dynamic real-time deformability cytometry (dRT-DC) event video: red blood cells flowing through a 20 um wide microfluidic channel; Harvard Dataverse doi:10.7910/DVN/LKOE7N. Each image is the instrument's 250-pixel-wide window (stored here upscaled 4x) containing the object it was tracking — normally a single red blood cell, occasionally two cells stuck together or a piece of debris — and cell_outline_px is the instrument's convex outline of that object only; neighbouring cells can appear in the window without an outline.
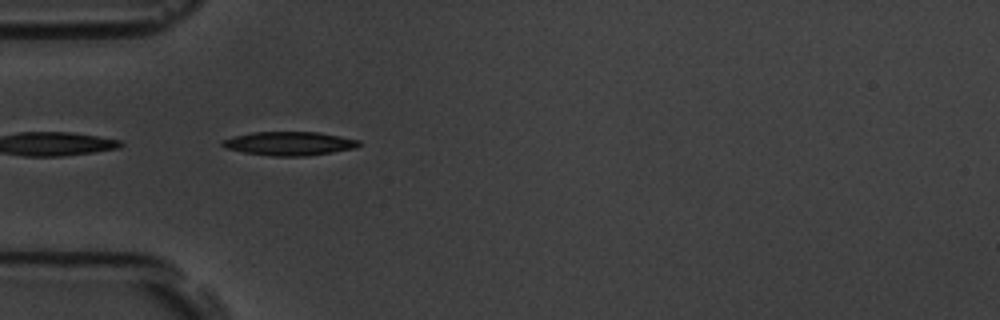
{"species": "common noctule bat (a hibernating species)", "species_latin": "Nyctalus noctula", "temperature_condition": "room temperature", "stored_images_in_passage": 40, "camera_frame_rate_fps": 3000, "um_per_image_px": 0.085, "animal": {"sex": "male", "body_mass_g": 19.5, "forearm_length_mm": 54.6}, "frame": {"image": 1, "passage_image": 1, "time_ms": 0.0, "image_size_px": [1000, 320], "cell_outline_px": [[360, 144], [356, 148], [332, 152], [304, 156], [272, 156], [244, 152], [224, 148], [220, 144], [220, 140], [232, 136], [252, 132], [320, 132], [360, 140]], "centroid_in_image_um": [24.55, 12.19], "position_along_channel_um": 60.5, "area_um2": 19.02}}
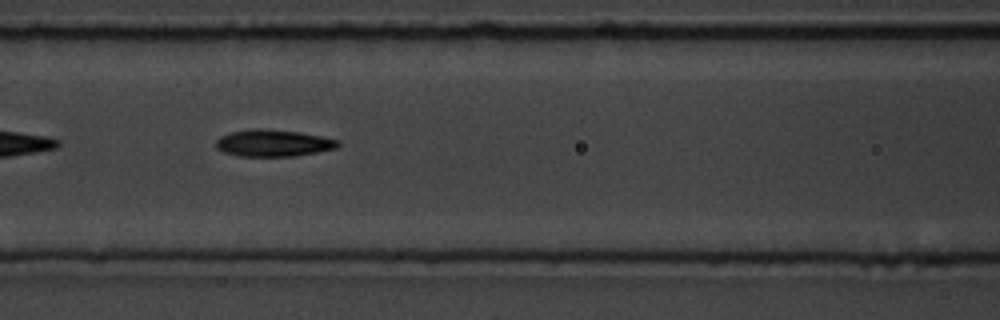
{"frame": {"image": 2, "passage_image": 8, "time_ms": 2.333, "image_size_px": [1000, 320], "cell_outline_px": [[340, 144], [336, 148], [296, 156], [240, 156], [224, 152], [216, 148], [216, 140], [220, 136], [232, 132], [252, 128], [260, 128], [300, 132], [324, 136], [340, 140]], "centroid_in_image_um": [23.25, 12.15], "position_along_channel_um": 143.4, "area_um2": 19.19}}
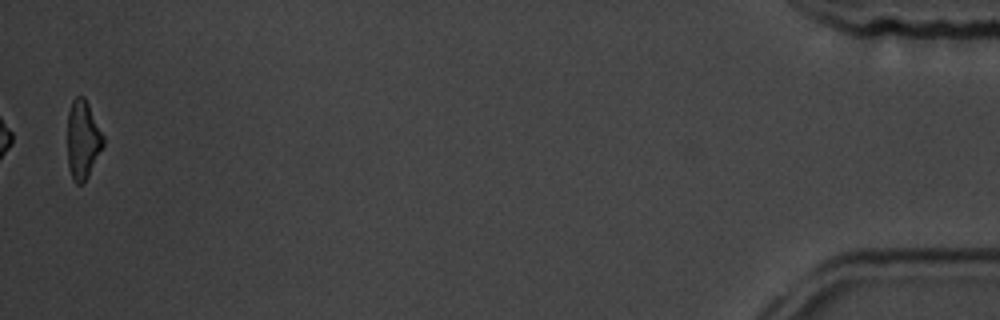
{"frame": {"image": 3, "passage_image": 39, "time_ms": 12.667, "image_size_px": [1000, 320], "cell_outline_px": [[104, 144], [84, 184], [76, 184], [72, 180], [68, 168], [68, 112], [72, 100], [76, 96], [84, 96], [104, 136]], "centroid_in_image_um": [7.03, 11.9], "position_along_channel_um": 428.2, "area_um2": 16.42}, "authors_computed_cell_mechanics": {"area_um2": 18.4671, "velocity_mm_per_s": 3.6627, "shape_relaxation_time_tau1_ms": 3.3103, "shape_relaxation_time_tau2_ms": 4.4453, "deformation_change_tau1": 0.1306, "deformation_change_tau2": 0.1328}}